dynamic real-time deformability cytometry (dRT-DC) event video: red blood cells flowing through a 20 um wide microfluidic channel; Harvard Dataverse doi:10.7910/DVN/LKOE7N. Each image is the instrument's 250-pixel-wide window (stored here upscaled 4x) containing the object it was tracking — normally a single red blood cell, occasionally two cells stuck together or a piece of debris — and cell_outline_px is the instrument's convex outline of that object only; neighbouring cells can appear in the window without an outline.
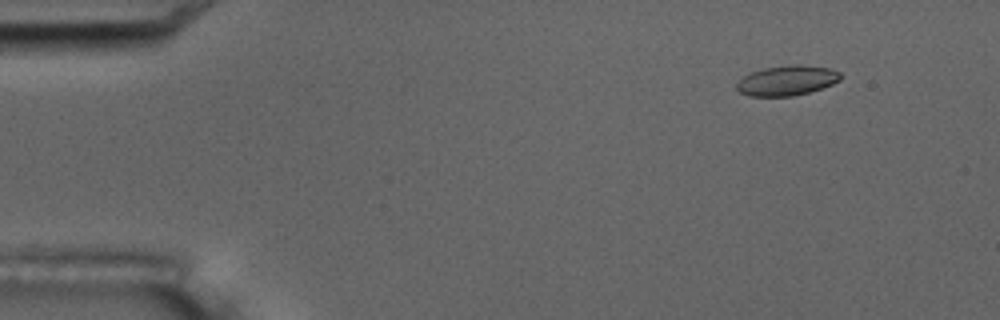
{"species": "common noctule bat (a hibernating species)", "species_latin": "Nyctalus noctula", "temperature_condition": "room temperature", "stored_images_in_passage": 5, "camera_frame_rate_fps": 3000, "um_per_image_px": 0.085, "animal": {"sex": "male", "body_mass_g": 17.5, "forearm_length_mm": 52.3}, "frame": {"image": 1, "passage_image": 2, "time_ms": 2.0, "image_size_px": [1000, 320], "cell_outline_px": [[840, 80], [832, 84], [808, 92], [792, 96], [748, 96], [740, 92], [736, 88], [736, 84], [744, 76], [752, 72], [764, 68], [792, 64], [800, 64], [828, 68], [840, 72]], "centroid_in_image_um": [66.87, 6.84], "position_along_channel_um": 18.1, "area_um2": 17.98}}